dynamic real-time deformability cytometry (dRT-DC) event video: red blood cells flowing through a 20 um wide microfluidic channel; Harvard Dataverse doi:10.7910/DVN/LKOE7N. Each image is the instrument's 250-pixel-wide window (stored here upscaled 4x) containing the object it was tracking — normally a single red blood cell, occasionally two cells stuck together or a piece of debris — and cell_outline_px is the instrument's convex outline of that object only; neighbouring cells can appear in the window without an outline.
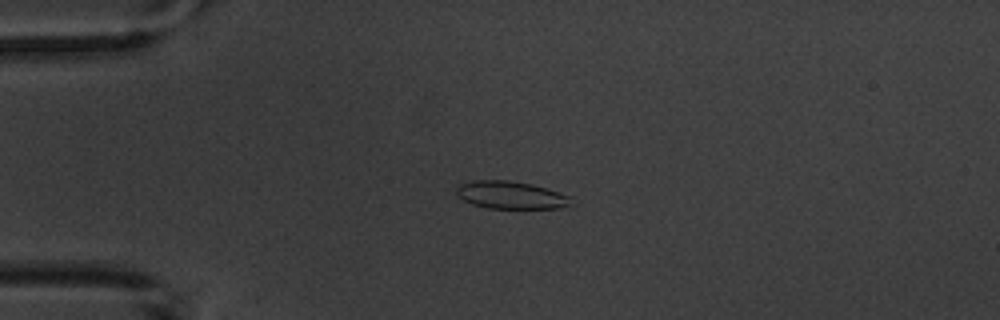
{"species": "common noctule bat (a hibernating species)", "species_latin": "Nyctalus noctula", "temperature_condition": "warm", "stored_images_in_passage": 5, "camera_frame_rate_fps": 3000, "um_per_image_px": 0.085, "animal": {"sex": "male", "body_mass_g": 20.1, "forearm_length_mm": 53.5}, "frame": {"image": 1, "passage_image": 4, "time_ms": 3.333, "image_size_px": [1000, 320], "cell_outline_px": [[576, 204], [560, 208], [488, 208], [472, 204], [456, 196], [456, 188], [460, 184], [472, 180], [508, 180], [532, 184], [572, 196]], "centroid_in_image_um": [43.46, 16.58], "position_along_channel_um": 41.5, "area_um2": 18.73}}